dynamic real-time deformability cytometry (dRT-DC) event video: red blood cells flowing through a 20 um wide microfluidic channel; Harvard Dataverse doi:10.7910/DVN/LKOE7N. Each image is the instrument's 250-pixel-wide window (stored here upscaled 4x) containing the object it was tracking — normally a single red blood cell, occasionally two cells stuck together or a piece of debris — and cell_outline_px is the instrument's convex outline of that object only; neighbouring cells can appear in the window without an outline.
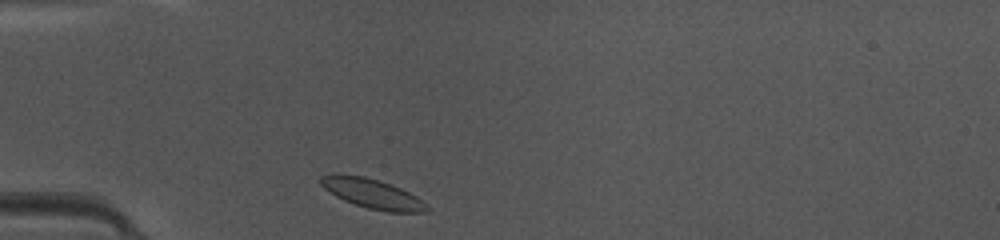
{"species": "common noctule bat (a hibernating species)", "species_latin": "Nyctalus noctula", "temperature_condition": "warm", "stored_images_in_passage": 35, "camera_frame_rate_fps": 3000, "um_per_image_px": 0.085, "animal": {"sex": "female", "body_mass_g": 10.0, "forearm_length_mm": 53.1}, "frame": {"image": 1, "passage_image": 1, "time_ms": 0.0, "image_size_px": [1000, 240], "cell_outline_px": [[428, 212], [388, 212], [368, 208], [344, 200], [336, 196], [324, 188], [320, 184], [320, 176], [332, 172], [336, 172], [364, 176], [400, 188], [416, 196], [428, 204]], "centroid_in_image_um": [31.61, 16.44], "position_along_channel_um": 53.4, "area_um2": 18.32}}
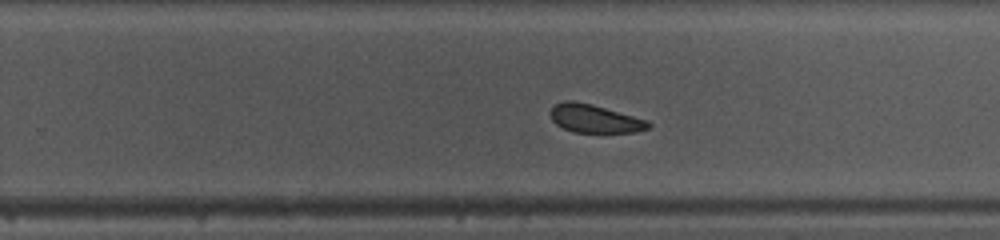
{"frame": {"image": 2, "passage_image": 18, "time_ms": 5.667, "image_size_px": [1000, 240], "cell_outline_px": [[652, 124], [648, 128], [636, 132], [572, 132], [556, 124], [552, 120], [548, 112], [556, 104], [564, 100], [572, 100], [592, 104], [648, 120]], "centroid_in_image_um": [50.53, 10.08], "position_along_channel_um": 279.3, "area_um2": 16.13}}
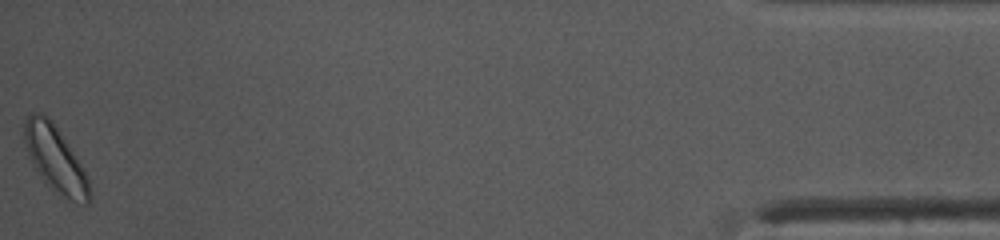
{"frame": {"image": 3, "passage_image": 35, "time_ms": 11.333, "image_size_px": [1000, 240], "cell_outline_px": [[88, 204], [84, 204], [72, 200], [64, 196], [48, 184], [44, 180], [32, 164], [28, 156], [24, 140], [24, 120], [32, 112], [44, 112], [48, 116], [68, 144], [80, 164], [88, 180]], "centroid_in_image_um": [4.63, 13.43], "position_along_channel_um": 430.6, "area_um2": 24.1}, "authors_computed_cell_mechanics": {"area_um2": 17.5134, "velocity_mm_per_s": 4.1794, "shape_relaxation_time_tau1_ms": null, "shape_relaxation_time_tau2_ms": 4.4139, "deformation_change_tau1": null, "deformation_change_tau2": 0.0727}}